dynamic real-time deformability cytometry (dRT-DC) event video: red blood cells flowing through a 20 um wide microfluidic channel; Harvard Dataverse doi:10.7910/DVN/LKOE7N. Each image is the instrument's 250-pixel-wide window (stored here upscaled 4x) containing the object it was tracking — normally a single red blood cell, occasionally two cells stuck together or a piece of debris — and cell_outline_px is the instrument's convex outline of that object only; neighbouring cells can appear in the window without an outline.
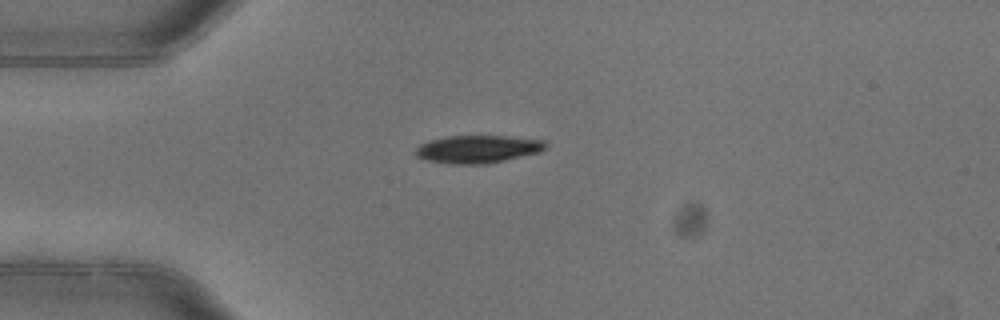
{"species": "common noctule bat (a hibernating species)", "species_latin": "Nyctalus noctula", "temperature_condition": "warm", "stored_images_in_passage": 3, "camera_frame_rate_fps": 3000, "um_per_image_px": 0.085, "animal": {"sex": "female"}, "frame": {"image": 1, "passage_image": 1, "time_ms": 0.0, "image_size_px": [1000, 320], "cell_outline_px": [[548, 144], [540, 152], [504, 160], [484, 164], [452, 164], [428, 160], [416, 156], [416, 148], [420, 144], [432, 140], [448, 136], [508, 136], [544, 140]], "centroid_in_image_um": [40.63, 12.67], "position_along_channel_um": 44.4, "area_um2": 20.81}}